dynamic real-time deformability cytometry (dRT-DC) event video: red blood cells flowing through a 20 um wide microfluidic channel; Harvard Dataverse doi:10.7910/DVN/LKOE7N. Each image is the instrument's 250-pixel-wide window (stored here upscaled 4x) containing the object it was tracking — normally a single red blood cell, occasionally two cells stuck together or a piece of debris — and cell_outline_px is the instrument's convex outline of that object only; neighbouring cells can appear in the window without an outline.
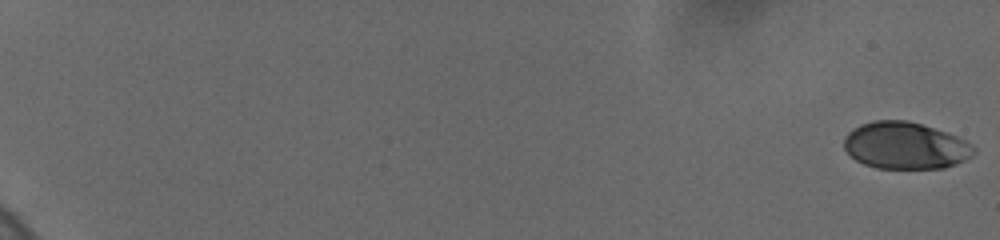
{"species": "human", "species_latin": "Homo sapiens", "temperature_condition": "cold", "stored_images_in_passage": 32, "camera_frame_rate_fps": 3000, "um_per_image_px": 0.085, "donor": {"sex": "female"}, "frame": {"image": 1, "passage_image": 1, "time_ms": 0.0, "image_size_px": [1000, 240], "cell_outline_px": [[976, 152], [972, 156], [964, 160], [944, 168], [876, 168], [864, 164], [856, 160], [844, 148], [844, 136], [848, 132], [860, 124], [872, 120], [908, 120], [956, 136], [972, 144], [976, 148]], "centroid_in_image_um": [76.94, 12.37], "position_along_channel_um": 8.1, "area_um2": 35.37}}
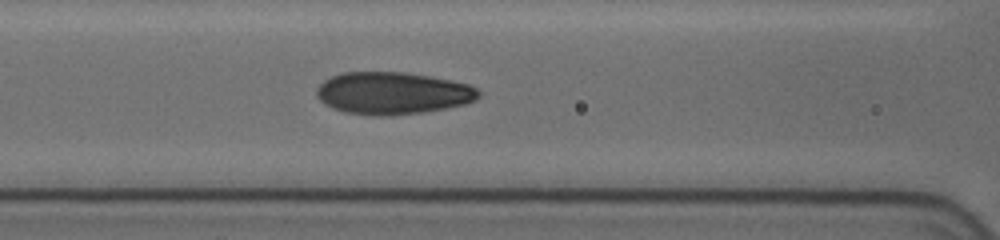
{"frame": {"image": 2, "passage_image": 28, "time_ms": 9.667, "image_size_px": [1000, 240], "cell_outline_px": [[480, 96], [476, 100], [464, 104], [448, 108], [424, 112], [388, 116], [376, 116], [344, 112], [332, 108], [324, 104], [316, 96], [316, 88], [324, 80], [332, 76], [344, 72], [404, 72], [428, 76], [468, 84], [476, 88], [480, 92]], "centroid_in_image_um": [33.35, 7.93], "position_along_channel_um": 133.2, "area_um2": 40.0}}
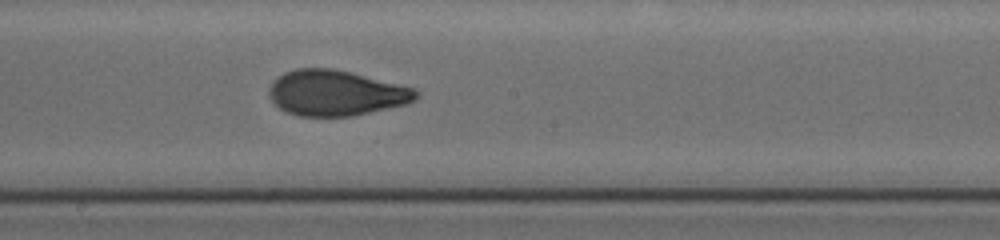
{"frame": {"image": 3, "passage_image": 32, "time_ms": 12.0, "image_size_px": [1000, 240], "cell_outline_px": [[420, 96], [416, 100], [408, 104], [352, 116], [300, 116], [284, 112], [268, 96], [268, 88], [284, 72], [296, 68], [332, 68], [416, 88], [420, 92]], "centroid_in_image_um": [28.58, 7.91], "position_along_channel_um": 219.6, "area_um2": 39.07}}